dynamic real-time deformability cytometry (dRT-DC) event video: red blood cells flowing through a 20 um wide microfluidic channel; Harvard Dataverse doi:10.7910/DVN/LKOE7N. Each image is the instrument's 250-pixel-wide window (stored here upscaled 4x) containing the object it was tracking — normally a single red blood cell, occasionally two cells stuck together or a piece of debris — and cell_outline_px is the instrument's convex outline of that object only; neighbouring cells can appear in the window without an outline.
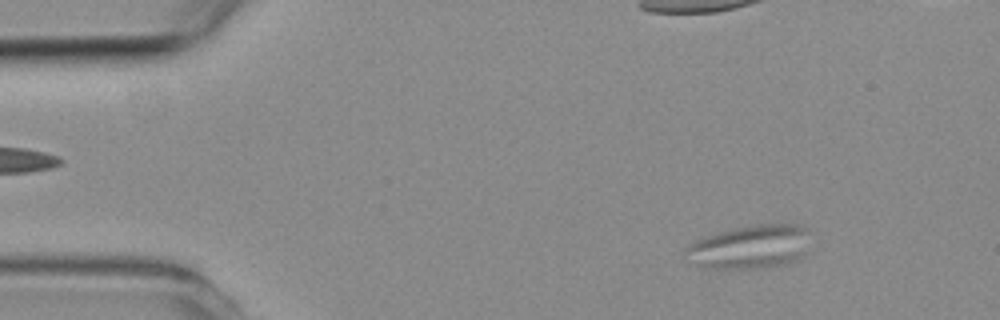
{"species": "common noctule bat (a hibernating species)", "species_latin": "Nyctalus noctula", "temperature_condition": "room temperature", "stored_images_in_passage": 5, "camera_frame_rate_fps": 3000, "um_per_image_px": 0.085, "animal": {"sex": "female", "body_mass_g": 19.3, "forearm_length_mm": 54.1}, "frame": {"image": 1, "passage_image": 2, "time_ms": 1.0, "image_size_px": [1000, 320], "cell_outline_px": [[808, 232], [804, 256], [800, 260], [788, 264], [756, 268], [700, 268], [684, 252], [684, 248], [696, 240], [704, 236], [716, 232], [732, 228], [752, 224], [804, 224], [808, 228]], "centroid_in_image_um": [63.77, 20.97], "position_along_channel_um": 21.2, "area_um2": 32.08}}